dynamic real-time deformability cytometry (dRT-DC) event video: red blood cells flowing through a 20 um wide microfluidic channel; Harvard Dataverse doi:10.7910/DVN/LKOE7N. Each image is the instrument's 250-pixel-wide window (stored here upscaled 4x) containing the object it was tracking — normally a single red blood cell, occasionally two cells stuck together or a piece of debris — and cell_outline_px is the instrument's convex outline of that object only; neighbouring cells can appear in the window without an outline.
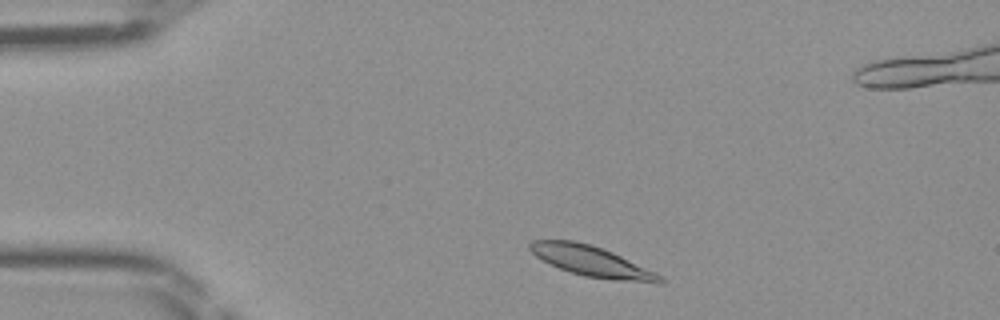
{"species": "Egyptian fruit bat (a non-hibernating species)", "species_latin": "Rousettus aegyptiacus", "temperature_condition": "room temperature", "stored_images_in_passage": 42, "camera_frame_rate_fps": 3000, "um_per_image_px": 0.085, "frame": {"image": 1, "passage_image": 3, "time_ms": 0.667, "image_size_px": [1000, 320], "cell_outline_px": [[664, 284], [656, 284], [616, 280], [584, 276], [560, 268], [536, 256], [528, 248], [528, 244], [532, 240], [576, 240], [592, 244], [612, 252], [656, 272], [664, 280]], "centroid_in_image_um": [50.33, 22.21], "position_along_channel_um": 34.7, "area_um2": 23.0}}
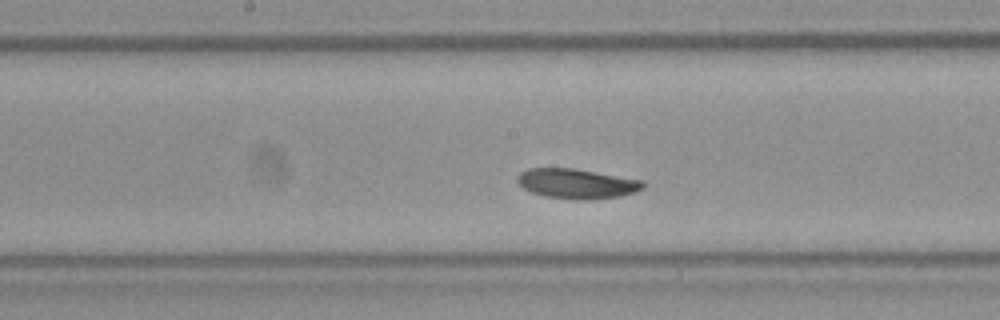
{"frame": {"image": 2, "passage_image": 18, "time_ms": 5.667, "image_size_px": [1000, 320], "cell_outline_px": [[644, 188], [620, 196], [584, 200], [576, 200], [544, 196], [532, 192], [524, 188], [516, 180], [516, 176], [520, 172], [528, 168], [576, 168], [644, 180]], "centroid_in_image_um": [49.01, 15.6], "position_along_channel_um": 199.2, "area_um2": 21.96}}
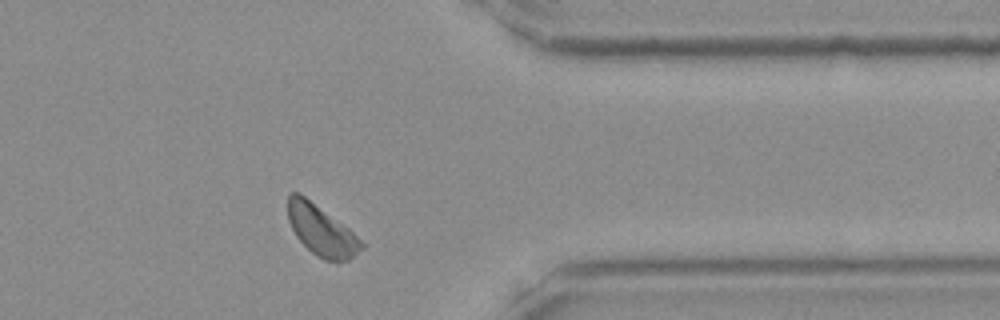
{"frame": {"image": 3, "passage_image": 32, "time_ms": 10.333, "image_size_px": [1000, 320], "cell_outline_px": [[364, 248], [348, 260], [336, 264], [324, 260], [316, 256], [296, 236], [288, 220], [288, 192], [300, 192], [348, 228], [364, 244]], "centroid_in_image_um": [27.31, 19.6], "position_along_channel_um": 384.1, "area_um2": 21.68}}